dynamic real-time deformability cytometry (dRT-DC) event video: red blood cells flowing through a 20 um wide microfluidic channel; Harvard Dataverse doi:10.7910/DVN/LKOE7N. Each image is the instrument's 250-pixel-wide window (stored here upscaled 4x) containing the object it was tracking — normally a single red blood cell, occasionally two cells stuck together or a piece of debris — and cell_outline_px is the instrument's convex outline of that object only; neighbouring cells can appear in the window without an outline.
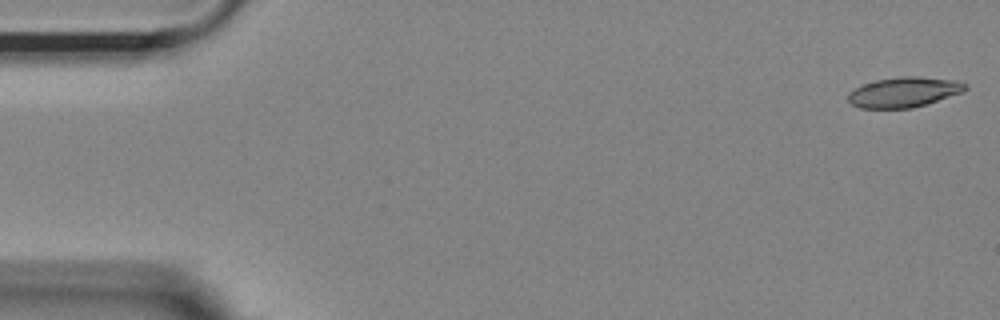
{"species": "Egyptian fruit bat (a non-hibernating species)", "species_latin": "Rousettus aegyptiacus", "temperature_condition": "room temperature", "stored_images_in_passage": 54, "camera_frame_rate_fps": 3000, "um_per_image_px": 0.085, "animal": {"sex": "female"}, "frame": {"image": 1, "passage_image": 1, "time_ms": 0.0, "image_size_px": [1000, 320], "cell_outline_px": [[968, 88], [964, 92], [912, 108], [860, 108], [852, 104], [848, 100], [848, 92], [864, 84], [876, 80], [900, 76], [916, 76], [956, 80], [968, 84]], "centroid_in_image_um": [76.86, 7.82], "position_along_channel_um": 8.1, "area_um2": 20.58}}
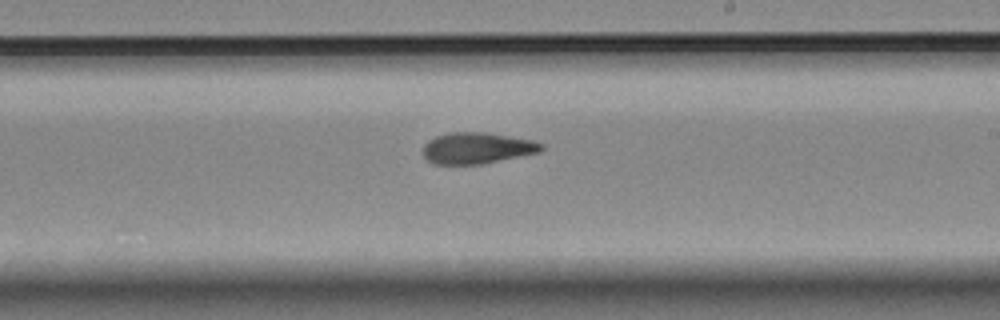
{"frame": {"image": 2, "passage_image": 31, "time_ms": 10.0, "image_size_px": [1000, 320], "cell_outline_px": [[544, 148], [540, 152], [484, 164], [432, 164], [424, 156], [424, 144], [428, 140], [436, 136], [448, 132], [488, 132], [532, 140], [544, 144]], "centroid_in_image_um": [40.56, 12.58], "position_along_channel_um": 248.4, "area_um2": 21.73}}
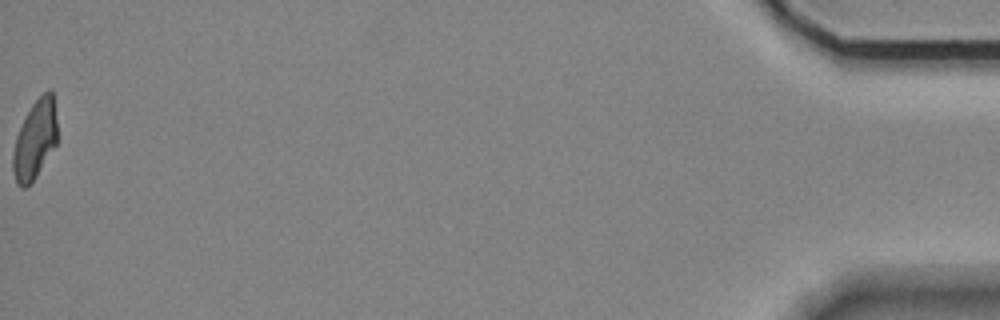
{"frame": {"image": 3, "passage_image": 54, "time_ms": 17.667, "image_size_px": [1000, 320], "cell_outline_px": [[56, 144], [36, 176], [24, 188], [20, 188], [16, 184], [12, 168], [12, 156], [16, 136], [32, 104], [48, 88], [52, 92], [56, 120]], "centroid_in_image_um": [2.95, 11.9], "position_along_channel_um": 432.3, "area_um2": 19.94}, "authors_computed_cell_mechanics": {"area_um2": 21.4727, "velocity_mm_per_s": 3.6866, "shape_relaxation_time_tau1_ms": null, "shape_relaxation_time_tau2_ms": 3.9271, "deformation_change_tau1": null, "deformation_change_tau2": 0.1205}}